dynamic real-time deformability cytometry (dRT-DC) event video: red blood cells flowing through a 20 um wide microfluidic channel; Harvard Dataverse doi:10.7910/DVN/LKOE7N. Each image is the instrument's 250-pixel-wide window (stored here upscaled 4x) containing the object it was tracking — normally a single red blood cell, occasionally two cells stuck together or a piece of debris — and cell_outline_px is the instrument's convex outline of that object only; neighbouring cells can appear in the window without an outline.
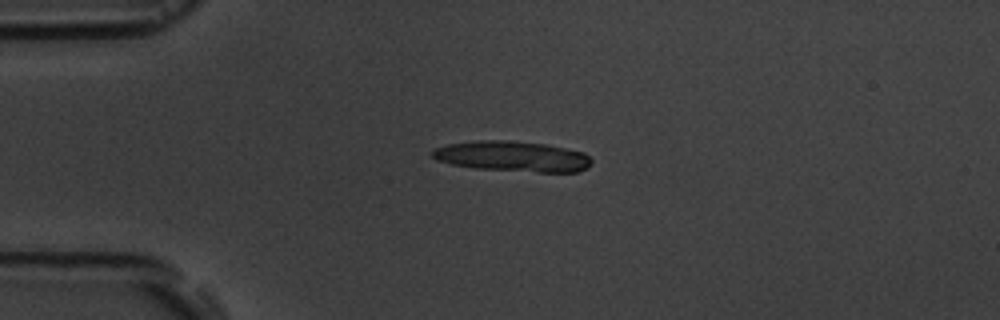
{"species": "common noctule bat (a hibernating species)", "species_latin": "Nyctalus noctula", "temperature_condition": "room temperature", "stored_images_in_passage": 5, "camera_frame_rate_fps": 3000, "um_per_image_px": 0.085, "animal": {"sex": "male", "body_mass_g": 19.5, "forearm_length_mm": 54.6}, "frame": {"image": 1, "passage_image": 3, "time_ms": 2.333, "image_size_px": [1000, 320], "cell_outline_px": [[592, 160], [588, 168], [576, 172], [540, 172], [476, 168], [452, 164], [436, 160], [432, 156], [432, 152], [436, 148], [448, 144], [476, 140], [508, 140], [544, 144], [584, 152]], "centroid_in_image_um": [43.57, 13.29], "position_along_channel_um": 41.4, "area_um2": 28.09}}